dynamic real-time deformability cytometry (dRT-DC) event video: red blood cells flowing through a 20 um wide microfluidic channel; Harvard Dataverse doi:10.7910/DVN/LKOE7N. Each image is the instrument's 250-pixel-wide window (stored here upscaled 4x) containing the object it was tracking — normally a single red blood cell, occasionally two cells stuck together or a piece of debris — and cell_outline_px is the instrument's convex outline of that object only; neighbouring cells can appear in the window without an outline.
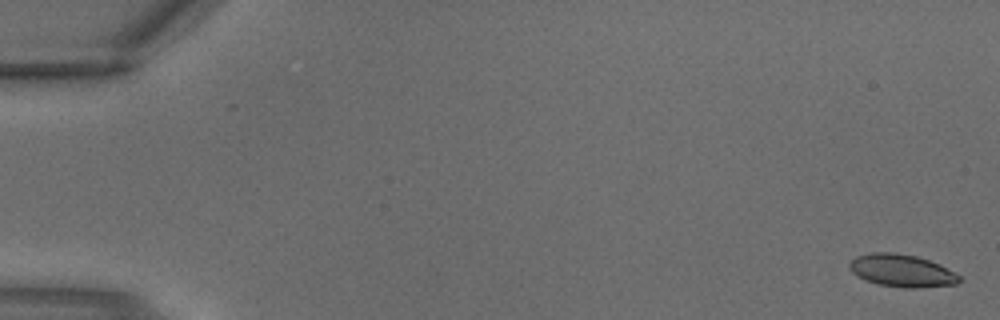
{"species": "common noctule bat (a hibernating species)", "species_latin": "Nyctalus noctula", "temperature_condition": "warm", "stored_images_in_passage": 4, "segment_of_instrument_passage": [2, 2], "camera_frame_rate_fps": 3000, "um_per_image_px": 0.085, "animal": {"sex": "male", "body_mass_g": 18.8}, "frame": {"image": 1, "passage_image": 4, "time_ms": 1.0, "image_size_px": [1000, 320], "cell_outline_px": [[960, 280], [956, 284], [916, 288], [904, 288], [880, 284], [856, 276], [848, 268], [848, 264], [856, 256], [868, 252], [896, 252], [916, 256], [940, 264], [960, 276]], "centroid_in_image_um": [76.62, 22.99], "position_along_channel_um": 8.4, "area_um2": 20.81}}